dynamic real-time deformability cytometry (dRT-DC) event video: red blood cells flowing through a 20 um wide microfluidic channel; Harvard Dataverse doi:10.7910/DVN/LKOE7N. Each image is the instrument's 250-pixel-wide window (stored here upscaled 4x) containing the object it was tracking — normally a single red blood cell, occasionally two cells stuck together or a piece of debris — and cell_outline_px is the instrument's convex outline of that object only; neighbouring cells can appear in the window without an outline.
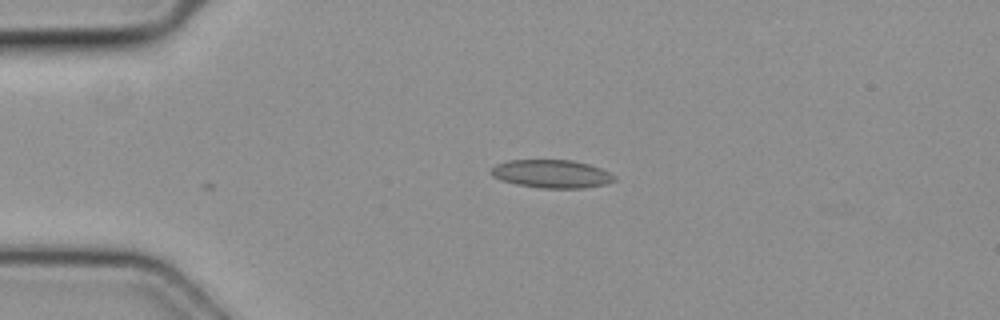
{"species": "common noctule bat (a hibernating species)", "species_latin": "Nyctalus noctula", "temperature_condition": "cold", "stored_images_in_passage": 2, "camera_frame_rate_fps": 3000, "um_per_image_px": 0.085, "animal": {"sex": "female", "body_mass_g": 19.3, "forearm_length_mm": 54.1}, "frame": {"image": 1, "passage_image": 2, "time_ms": 0.333, "image_size_px": [1000, 320], "cell_outline_px": [[616, 180], [608, 184], [584, 188], [540, 188], [516, 184], [500, 180], [492, 176], [488, 172], [488, 168], [504, 160], [572, 160], [588, 164], [600, 168], [616, 176]], "centroid_in_image_um": [46.84, 14.78], "position_along_channel_um": 38.2, "area_um2": 20.58}}